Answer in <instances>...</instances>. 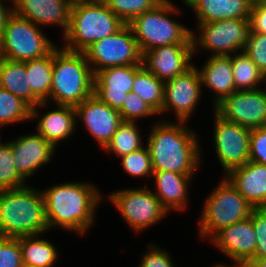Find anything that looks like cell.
I'll list each match as a JSON object with an SVG mask.
<instances>
[{
    "mask_svg": "<svg viewBox=\"0 0 266 267\" xmlns=\"http://www.w3.org/2000/svg\"><path fill=\"white\" fill-rule=\"evenodd\" d=\"M213 149L226 175L249 161L251 130L220 117L213 110Z\"/></svg>",
    "mask_w": 266,
    "mask_h": 267,
    "instance_id": "7c38bea8",
    "label": "cell"
},
{
    "mask_svg": "<svg viewBox=\"0 0 266 267\" xmlns=\"http://www.w3.org/2000/svg\"><path fill=\"white\" fill-rule=\"evenodd\" d=\"M249 161L266 165V126L251 130Z\"/></svg>",
    "mask_w": 266,
    "mask_h": 267,
    "instance_id": "60d3db41",
    "label": "cell"
},
{
    "mask_svg": "<svg viewBox=\"0 0 266 267\" xmlns=\"http://www.w3.org/2000/svg\"><path fill=\"white\" fill-rule=\"evenodd\" d=\"M44 234L18 237L24 267H54L59 250Z\"/></svg>",
    "mask_w": 266,
    "mask_h": 267,
    "instance_id": "4316f807",
    "label": "cell"
},
{
    "mask_svg": "<svg viewBox=\"0 0 266 267\" xmlns=\"http://www.w3.org/2000/svg\"><path fill=\"white\" fill-rule=\"evenodd\" d=\"M213 110L223 119L249 130L266 126V95L261 88L236 90L218 103Z\"/></svg>",
    "mask_w": 266,
    "mask_h": 267,
    "instance_id": "5bb4252c",
    "label": "cell"
},
{
    "mask_svg": "<svg viewBox=\"0 0 266 267\" xmlns=\"http://www.w3.org/2000/svg\"><path fill=\"white\" fill-rule=\"evenodd\" d=\"M27 185L16 171L10 144L8 141L2 143L0 136V190L17 189Z\"/></svg>",
    "mask_w": 266,
    "mask_h": 267,
    "instance_id": "d6a6232c",
    "label": "cell"
},
{
    "mask_svg": "<svg viewBox=\"0 0 266 267\" xmlns=\"http://www.w3.org/2000/svg\"><path fill=\"white\" fill-rule=\"evenodd\" d=\"M261 83H263V85H264V83L266 84V71L262 72ZM265 88H266V87H265ZM265 88H262V87H261V90H262V92L266 95V90H265Z\"/></svg>",
    "mask_w": 266,
    "mask_h": 267,
    "instance_id": "f6af8a7d",
    "label": "cell"
},
{
    "mask_svg": "<svg viewBox=\"0 0 266 267\" xmlns=\"http://www.w3.org/2000/svg\"><path fill=\"white\" fill-rule=\"evenodd\" d=\"M56 46L41 27L13 11L7 16L0 38L1 58L26 62L46 56Z\"/></svg>",
    "mask_w": 266,
    "mask_h": 267,
    "instance_id": "ba28073f",
    "label": "cell"
},
{
    "mask_svg": "<svg viewBox=\"0 0 266 267\" xmlns=\"http://www.w3.org/2000/svg\"><path fill=\"white\" fill-rule=\"evenodd\" d=\"M16 171L27 182L40 167L51 163L58 150L39 133H28L8 140ZM38 170V171H37Z\"/></svg>",
    "mask_w": 266,
    "mask_h": 267,
    "instance_id": "2e32d148",
    "label": "cell"
},
{
    "mask_svg": "<svg viewBox=\"0 0 266 267\" xmlns=\"http://www.w3.org/2000/svg\"><path fill=\"white\" fill-rule=\"evenodd\" d=\"M84 54L94 74L108 67L142 64V53L128 24L94 42Z\"/></svg>",
    "mask_w": 266,
    "mask_h": 267,
    "instance_id": "8fae6325",
    "label": "cell"
},
{
    "mask_svg": "<svg viewBox=\"0 0 266 267\" xmlns=\"http://www.w3.org/2000/svg\"><path fill=\"white\" fill-rule=\"evenodd\" d=\"M195 25L199 33L191 30L193 54H200V50H204L209 52L210 57L242 52L252 32L250 18L224 19Z\"/></svg>",
    "mask_w": 266,
    "mask_h": 267,
    "instance_id": "9c48e42d",
    "label": "cell"
},
{
    "mask_svg": "<svg viewBox=\"0 0 266 267\" xmlns=\"http://www.w3.org/2000/svg\"><path fill=\"white\" fill-rule=\"evenodd\" d=\"M31 106L0 87V128L31 120Z\"/></svg>",
    "mask_w": 266,
    "mask_h": 267,
    "instance_id": "1f68e13d",
    "label": "cell"
},
{
    "mask_svg": "<svg viewBox=\"0 0 266 267\" xmlns=\"http://www.w3.org/2000/svg\"><path fill=\"white\" fill-rule=\"evenodd\" d=\"M75 110L77 124L83 123L90 136L104 149L122 122L120 112L94 94L76 105Z\"/></svg>",
    "mask_w": 266,
    "mask_h": 267,
    "instance_id": "9a60e30c",
    "label": "cell"
},
{
    "mask_svg": "<svg viewBox=\"0 0 266 267\" xmlns=\"http://www.w3.org/2000/svg\"><path fill=\"white\" fill-rule=\"evenodd\" d=\"M212 267H241V266H232V265H227V264H223L222 262H219L217 264H214Z\"/></svg>",
    "mask_w": 266,
    "mask_h": 267,
    "instance_id": "bcb514c9",
    "label": "cell"
},
{
    "mask_svg": "<svg viewBox=\"0 0 266 267\" xmlns=\"http://www.w3.org/2000/svg\"><path fill=\"white\" fill-rule=\"evenodd\" d=\"M26 71L32 92L45 102L52 85L53 50L42 58L26 61Z\"/></svg>",
    "mask_w": 266,
    "mask_h": 267,
    "instance_id": "83f0119b",
    "label": "cell"
},
{
    "mask_svg": "<svg viewBox=\"0 0 266 267\" xmlns=\"http://www.w3.org/2000/svg\"><path fill=\"white\" fill-rule=\"evenodd\" d=\"M225 177L253 208H266V165L248 161Z\"/></svg>",
    "mask_w": 266,
    "mask_h": 267,
    "instance_id": "7402d4cb",
    "label": "cell"
},
{
    "mask_svg": "<svg viewBox=\"0 0 266 267\" xmlns=\"http://www.w3.org/2000/svg\"><path fill=\"white\" fill-rule=\"evenodd\" d=\"M165 82L142 66L134 77L131 92L137 93L159 115H162Z\"/></svg>",
    "mask_w": 266,
    "mask_h": 267,
    "instance_id": "f1b7e54d",
    "label": "cell"
},
{
    "mask_svg": "<svg viewBox=\"0 0 266 267\" xmlns=\"http://www.w3.org/2000/svg\"><path fill=\"white\" fill-rule=\"evenodd\" d=\"M185 121L155 122L146 139L153 171L195 174L203 163L199 137Z\"/></svg>",
    "mask_w": 266,
    "mask_h": 267,
    "instance_id": "7a4b0ae2",
    "label": "cell"
},
{
    "mask_svg": "<svg viewBox=\"0 0 266 267\" xmlns=\"http://www.w3.org/2000/svg\"><path fill=\"white\" fill-rule=\"evenodd\" d=\"M65 2L69 3L71 6L79 2L80 0H64Z\"/></svg>",
    "mask_w": 266,
    "mask_h": 267,
    "instance_id": "7dc6e473",
    "label": "cell"
},
{
    "mask_svg": "<svg viewBox=\"0 0 266 267\" xmlns=\"http://www.w3.org/2000/svg\"><path fill=\"white\" fill-rule=\"evenodd\" d=\"M243 51L261 72L266 71V34L251 32Z\"/></svg>",
    "mask_w": 266,
    "mask_h": 267,
    "instance_id": "f35d334b",
    "label": "cell"
},
{
    "mask_svg": "<svg viewBox=\"0 0 266 267\" xmlns=\"http://www.w3.org/2000/svg\"><path fill=\"white\" fill-rule=\"evenodd\" d=\"M29 185L0 190V236L18 238L49 231L42 192Z\"/></svg>",
    "mask_w": 266,
    "mask_h": 267,
    "instance_id": "3957f363",
    "label": "cell"
},
{
    "mask_svg": "<svg viewBox=\"0 0 266 267\" xmlns=\"http://www.w3.org/2000/svg\"><path fill=\"white\" fill-rule=\"evenodd\" d=\"M137 122L122 121L110 142L103 149L119 158L144 146L143 137Z\"/></svg>",
    "mask_w": 266,
    "mask_h": 267,
    "instance_id": "f546056e",
    "label": "cell"
},
{
    "mask_svg": "<svg viewBox=\"0 0 266 267\" xmlns=\"http://www.w3.org/2000/svg\"><path fill=\"white\" fill-rule=\"evenodd\" d=\"M252 32L266 34V0H254L250 14Z\"/></svg>",
    "mask_w": 266,
    "mask_h": 267,
    "instance_id": "b9f144b4",
    "label": "cell"
},
{
    "mask_svg": "<svg viewBox=\"0 0 266 267\" xmlns=\"http://www.w3.org/2000/svg\"><path fill=\"white\" fill-rule=\"evenodd\" d=\"M253 2L254 0H194L188 7L195 12V24H201L250 18Z\"/></svg>",
    "mask_w": 266,
    "mask_h": 267,
    "instance_id": "d4e9b609",
    "label": "cell"
},
{
    "mask_svg": "<svg viewBox=\"0 0 266 267\" xmlns=\"http://www.w3.org/2000/svg\"><path fill=\"white\" fill-rule=\"evenodd\" d=\"M143 64L114 66L94 74V95L115 110L120 111L132 90L135 73Z\"/></svg>",
    "mask_w": 266,
    "mask_h": 267,
    "instance_id": "d6986e66",
    "label": "cell"
},
{
    "mask_svg": "<svg viewBox=\"0 0 266 267\" xmlns=\"http://www.w3.org/2000/svg\"><path fill=\"white\" fill-rule=\"evenodd\" d=\"M122 121L138 122L142 118L159 114L149 106L137 93H127L122 109L119 111ZM138 120V121H137Z\"/></svg>",
    "mask_w": 266,
    "mask_h": 267,
    "instance_id": "d590c367",
    "label": "cell"
},
{
    "mask_svg": "<svg viewBox=\"0 0 266 267\" xmlns=\"http://www.w3.org/2000/svg\"><path fill=\"white\" fill-rule=\"evenodd\" d=\"M6 1L12 4V0H6ZM3 3H5V0H0V38L4 28L5 20L7 16L12 12V5L8 4L7 6L6 4L4 5Z\"/></svg>",
    "mask_w": 266,
    "mask_h": 267,
    "instance_id": "7bdbcfd3",
    "label": "cell"
},
{
    "mask_svg": "<svg viewBox=\"0 0 266 267\" xmlns=\"http://www.w3.org/2000/svg\"><path fill=\"white\" fill-rule=\"evenodd\" d=\"M41 192L49 231L60 228L80 236L95 225L97 208L104 199L98 187L85 181L58 182Z\"/></svg>",
    "mask_w": 266,
    "mask_h": 267,
    "instance_id": "6da1fadb",
    "label": "cell"
},
{
    "mask_svg": "<svg viewBox=\"0 0 266 267\" xmlns=\"http://www.w3.org/2000/svg\"><path fill=\"white\" fill-rule=\"evenodd\" d=\"M12 11L37 26L61 27L62 36L69 28L71 5L64 0H12Z\"/></svg>",
    "mask_w": 266,
    "mask_h": 267,
    "instance_id": "44dd1931",
    "label": "cell"
},
{
    "mask_svg": "<svg viewBox=\"0 0 266 267\" xmlns=\"http://www.w3.org/2000/svg\"><path fill=\"white\" fill-rule=\"evenodd\" d=\"M241 267H266V259H249Z\"/></svg>",
    "mask_w": 266,
    "mask_h": 267,
    "instance_id": "ee69618b",
    "label": "cell"
},
{
    "mask_svg": "<svg viewBox=\"0 0 266 267\" xmlns=\"http://www.w3.org/2000/svg\"><path fill=\"white\" fill-rule=\"evenodd\" d=\"M203 203L199 237L210 241L223 228L250 216L253 207L224 176Z\"/></svg>",
    "mask_w": 266,
    "mask_h": 267,
    "instance_id": "52a82bcc",
    "label": "cell"
},
{
    "mask_svg": "<svg viewBox=\"0 0 266 267\" xmlns=\"http://www.w3.org/2000/svg\"><path fill=\"white\" fill-rule=\"evenodd\" d=\"M146 246L149 249L147 248L146 253H142L140 265L137 267H174L175 262L173 263V257L168 250L166 251L153 243Z\"/></svg>",
    "mask_w": 266,
    "mask_h": 267,
    "instance_id": "ab89813d",
    "label": "cell"
},
{
    "mask_svg": "<svg viewBox=\"0 0 266 267\" xmlns=\"http://www.w3.org/2000/svg\"><path fill=\"white\" fill-rule=\"evenodd\" d=\"M231 64L236 90H256L262 87V72L244 51L232 54Z\"/></svg>",
    "mask_w": 266,
    "mask_h": 267,
    "instance_id": "4dcf8cb0",
    "label": "cell"
},
{
    "mask_svg": "<svg viewBox=\"0 0 266 267\" xmlns=\"http://www.w3.org/2000/svg\"><path fill=\"white\" fill-rule=\"evenodd\" d=\"M195 174H179L166 171H154V194L161 205L169 212L172 210L185 211L188 209L192 179Z\"/></svg>",
    "mask_w": 266,
    "mask_h": 267,
    "instance_id": "603a6c76",
    "label": "cell"
},
{
    "mask_svg": "<svg viewBox=\"0 0 266 267\" xmlns=\"http://www.w3.org/2000/svg\"><path fill=\"white\" fill-rule=\"evenodd\" d=\"M109 9L125 24L136 16L155 8L163 0H103Z\"/></svg>",
    "mask_w": 266,
    "mask_h": 267,
    "instance_id": "836d02e7",
    "label": "cell"
},
{
    "mask_svg": "<svg viewBox=\"0 0 266 267\" xmlns=\"http://www.w3.org/2000/svg\"><path fill=\"white\" fill-rule=\"evenodd\" d=\"M178 8L174 1L163 0L155 8L136 16L128 23L142 55L165 45L192 44V29L172 18L182 13Z\"/></svg>",
    "mask_w": 266,
    "mask_h": 267,
    "instance_id": "8992f818",
    "label": "cell"
},
{
    "mask_svg": "<svg viewBox=\"0 0 266 267\" xmlns=\"http://www.w3.org/2000/svg\"><path fill=\"white\" fill-rule=\"evenodd\" d=\"M93 94L94 73L84 52L69 51L57 45L53 49L51 91L45 102L75 107Z\"/></svg>",
    "mask_w": 266,
    "mask_h": 267,
    "instance_id": "277c9868",
    "label": "cell"
},
{
    "mask_svg": "<svg viewBox=\"0 0 266 267\" xmlns=\"http://www.w3.org/2000/svg\"><path fill=\"white\" fill-rule=\"evenodd\" d=\"M192 44H170L146 51L143 66L164 82L190 69L194 63Z\"/></svg>",
    "mask_w": 266,
    "mask_h": 267,
    "instance_id": "e0dca14e",
    "label": "cell"
},
{
    "mask_svg": "<svg viewBox=\"0 0 266 267\" xmlns=\"http://www.w3.org/2000/svg\"><path fill=\"white\" fill-rule=\"evenodd\" d=\"M50 106L48 102H40L37 106L31 108V121L38 118L35 127L36 132L44 139L50 142L55 148L61 141L69 139L77 130L76 110L69 105H55L41 116L40 108L44 109Z\"/></svg>",
    "mask_w": 266,
    "mask_h": 267,
    "instance_id": "ffe728a7",
    "label": "cell"
},
{
    "mask_svg": "<svg viewBox=\"0 0 266 267\" xmlns=\"http://www.w3.org/2000/svg\"><path fill=\"white\" fill-rule=\"evenodd\" d=\"M250 217L256 235V250L253 259H266V208H253Z\"/></svg>",
    "mask_w": 266,
    "mask_h": 267,
    "instance_id": "74e56055",
    "label": "cell"
},
{
    "mask_svg": "<svg viewBox=\"0 0 266 267\" xmlns=\"http://www.w3.org/2000/svg\"><path fill=\"white\" fill-rule=\"evenodd\" d=\"M201 69L198 68L203 86L214 95L212 109L225 97L236 91L232 72L231 56H208Z\"/></svg>",
    "mask_w": 266,
    "mask_h": 267,
    "instance_id": "cb8c5ba5",
    "label": "cell"
},
{
    "mask_svg": "<svg viewBox=\"0 0 266 267\" xmlns=\"http://www.w3.org/2000/svg\"><path fill=\"white\" fill-rule=\"evenodd\" d=\"M0 87L21 98L31 107L42 102L32 92L26 62L11 61L0 57Z\"/></svg>",
    "mask_w": 266,
    "mask_h": 267,
    "instance_id": "484cf974",
    "label": "cell"
},
{
    "mask_svg": "<svg viewBox=\"0 0 266 267\" xmlns=\"http://www.w3.org/2000/svg\"><path fill=\"white\" fill-rule=\"evenodd\" d=\"M120 159L122 169L133 178L148 177L152 180L153 167L148 147L142 148L122 156Z\"/></svg>",
    "mask_w": 266,
    "mask_h": 267,
    "instance_id": "e575fe53",
    "label": "cell"
},
{
    "mask_svg": "<svg viewBox=\"0 0 266 267\" xmlns=\"http://www.w3.org/2000/svg\"><path fill=\"white\" fill-rule=\"evenodd\" d=\"M107 198L137 234L143 233L169 216V212L146 184L144 187L116 190L109 193Z\"/></svg>",
    "mask_w": 266,
    "mask_h": 267,
    "instance_id": "30bf717a",
    "label": "cell"
},
{
    "mask_svg": "<svg viewBox=\"0 0 266 267\" xmlns=\"http://www.w3.org/2000/svg\"><path fill=\"white\" fill-rule=\"evenodd\" d=\"M194 0H182L183 4H185L187 7L193 2Z\"/></svg>",
    "mask_w": 266,
    "mask_h": 267,
    "instance_id": "c3c4849f",
    "label": "cell"
},
{
    "mask_svg": "<svg viewBox=\"0 0 266 267\" xmlns=\"http://www.w3.org/2000/svg\"><path fill=\"white\" fill-rule=\"evenodd\" d=\"M209 242L233 261L232 266H241L245 261L253 259L256 235L251 217L223 228Z\"/></svg>",
    "mask_w": 266,
    "mask_h": 267,
    "instance_id": "ac0fdd59",
    "label": "cell"
},
{
    "mask_svg": "<svg viewBox=\"0 0 266 267\" xmlns=\"http://www.w3.org/2000/svg\"><path fill=\"white\" fill-rule=\"evenodd\" d=\"M202 84L198 68L193 65L182 75L165 81L162 114L175 113L176 121L188 122L201 101Z\"/></svg>",
    "mask_w": 266,
    "mask_h": 267,
    "instance_id": "4fadbf2b",
    "label": "cell"
},
{
    "mask_svg": "<svg viewBox=\"0 0 266 267\" xmlns=\"http://www.w3.org/2000/svg\"><path fill=\"white\" fill-rule=\"evenodd\" d=\"M0 267H24L18 238L0 236Z\"/></svg>",
    "mask_w": 266,
    "mask_h": 267,
    "instance_id": "8d00e7d4",
    "label": "cell"
},
{
    "mask_svg": "<svg viewBox=\"0 0 266 267\" xmlns=\"http://www.w3.org/2000/svg\"><path fill=\"white\" fill-rule=\"evenodd\" d=\"M125 23L103 0H80L70 10L69 28L63 37V48L84 52L94 42L119 31Z\"/></svg>",
    "mask_w": 266,
    "mask_h": 267,
    "instance_id": "5b68a950",
    "label": "cell"
}]
</instances>
